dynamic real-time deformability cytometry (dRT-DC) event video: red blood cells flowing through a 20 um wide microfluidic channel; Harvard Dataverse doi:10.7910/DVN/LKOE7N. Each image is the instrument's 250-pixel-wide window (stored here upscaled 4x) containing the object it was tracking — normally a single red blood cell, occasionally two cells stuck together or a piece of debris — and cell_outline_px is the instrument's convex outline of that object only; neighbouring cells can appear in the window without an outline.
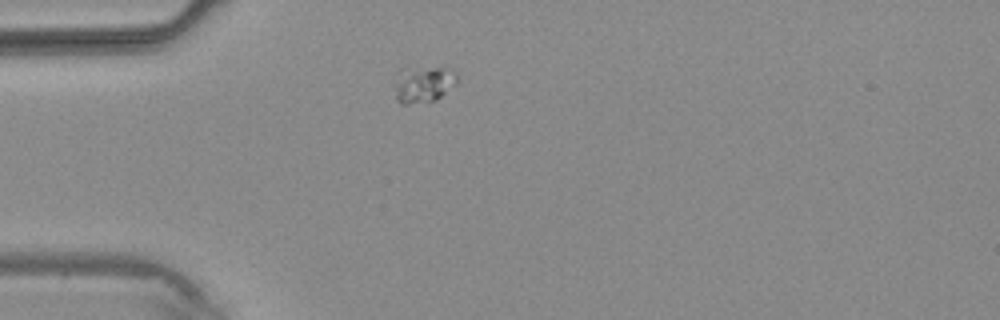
{"species": "common noctule bat (a hibernating species)", "species_latin": "Nyctalus noctula", "temperature_condition": "warm", "stored_images_in_passage": 1, "camera_frame_rate_fps": 3000, "um_per_image_px": 0.085, "animal": {"sex": "male", "body_mass_g": 20.4}, "frame": {"image": 1, "passage_image": 1, "time_ms": 0.0, "image_size_px": [1000, 320], "cell_outline_px": [[460, 80], [456, 84], [436, 100], [408, 104], [400, 104], [396, 100], [392, 84], [400, 68], [444, 68], [456, 72], [460, 76]], "centroid_in_image_um": [35.95, 7.16], "position_along_channel_um": 49.0, "area_um2": 13.7}}